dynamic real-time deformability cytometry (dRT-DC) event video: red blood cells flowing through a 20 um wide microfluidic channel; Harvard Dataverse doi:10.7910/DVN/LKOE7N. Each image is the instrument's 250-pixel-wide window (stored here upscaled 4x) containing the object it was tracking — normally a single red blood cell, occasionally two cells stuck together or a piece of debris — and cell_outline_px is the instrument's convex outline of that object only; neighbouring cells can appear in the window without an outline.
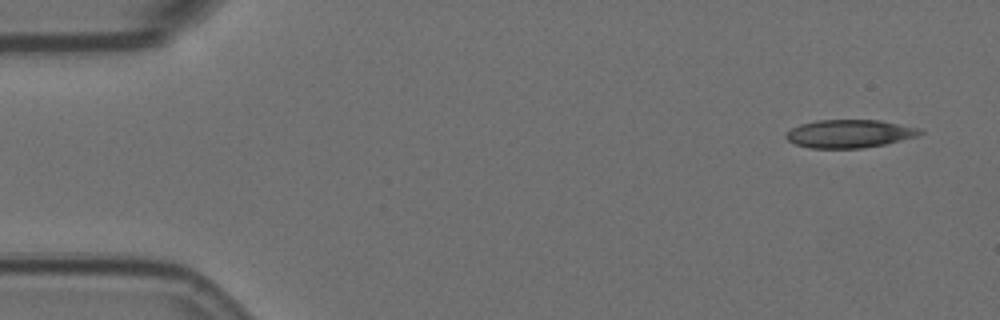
{"species": "Egyptian fruit bat (a non-hibernating species)", "species_latin": "Rousettus aegyptiacus", "temperature_condition": "room temperature", "stored_images_in_passage": 8, "camera_frame_rate_fps": 3000, "um_per_image_px": 0.085, "animal": {"sex": "female"}, "frame": {"image": 1, "passage_image": 1, "time_ms": 0.0, "image_size_px": [1000, 320], "cell_outline_px": [[924, 132], [920, 136], [884, 144], [864, 148], [812, 148], [796, 144], [788, 140], [784, 136], [784, 132], [800, 124], [816, 120], [880, 120], [920, 128]], "centroid_in_image_um": [72.21, 11.36], "position_along_channel_um": 12.8, "area_um2": 22.08}}
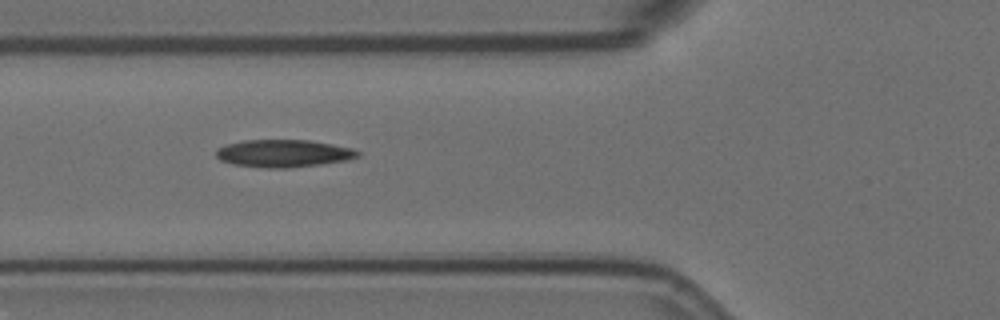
{"frame": {"image": 2, "passage_image": 6, "time_ms": 1.667, "image_size_px": [1000, 320], "cell_outline_px": [[360, 156], [348, 160], [320, 164], [288, 168], [264, 168], [232, 164], [220, 160], [216, 156], [216, 148], [224, 144], [244, 140], [308, 140], [332, 144], [352, 148], [360, 152]], "centroid_in_image_um": [24.07, 13.04], "position_along_channel_um": 101.7, "area_um2": 22.89}}
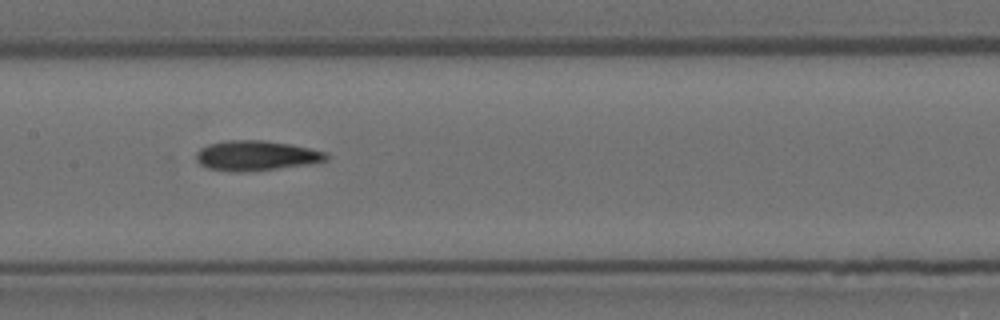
{"frame": {"image": 3, "passage_image": 8, "time_ms": 2.333, "image_size_px": [1000, 320], "cell_outline_px": [[328, 160], [312, 164], [240, 172], [232, 172], [208, 168], [200, 164], [196, 160], [196, 152], [200, 148], [208, 144], [228, 140], [264, 140], [288, 144], [328, 152]], "centroid_in_image_um": [21.77, 13.23], "position_along_channel_um": 185.6, "area_um2": 22.72}}